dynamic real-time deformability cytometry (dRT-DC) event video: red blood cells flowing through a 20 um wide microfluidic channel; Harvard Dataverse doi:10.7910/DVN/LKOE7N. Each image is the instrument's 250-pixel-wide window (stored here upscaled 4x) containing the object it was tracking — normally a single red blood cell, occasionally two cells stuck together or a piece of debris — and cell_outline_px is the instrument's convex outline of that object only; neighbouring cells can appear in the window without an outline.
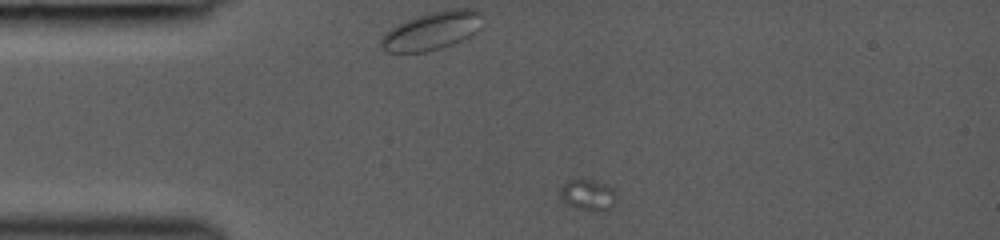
{"species": "common noctule bat (a hibernating species)", "species_latin": "Nyctalus noctula", "temperature_condition": "room temperature", "stored_images_in_passage": 6, "camera_frame_rate_fps": 3000, "um_per_image_px": 0.085, "animal": {"sex": "female", "body_mass_g": 19.0, "forearm_length_mm": 53.3}, "frame": {"image": 1, "passage_image": 1, "time_ms": 0.0, "image_size_px": [1000, 240], "cell_outline_px": [[616, 196], [612, 204], [608, 208], [592, 212], [568, 204], [560, 196], [560, 188], [568, 180], [580, 176], [608, 184], [616, 188]], "centroid_in_image_um": [49.98, 16.49], "position_along_channel_um": 35.0, "area_um2": 10.4}}